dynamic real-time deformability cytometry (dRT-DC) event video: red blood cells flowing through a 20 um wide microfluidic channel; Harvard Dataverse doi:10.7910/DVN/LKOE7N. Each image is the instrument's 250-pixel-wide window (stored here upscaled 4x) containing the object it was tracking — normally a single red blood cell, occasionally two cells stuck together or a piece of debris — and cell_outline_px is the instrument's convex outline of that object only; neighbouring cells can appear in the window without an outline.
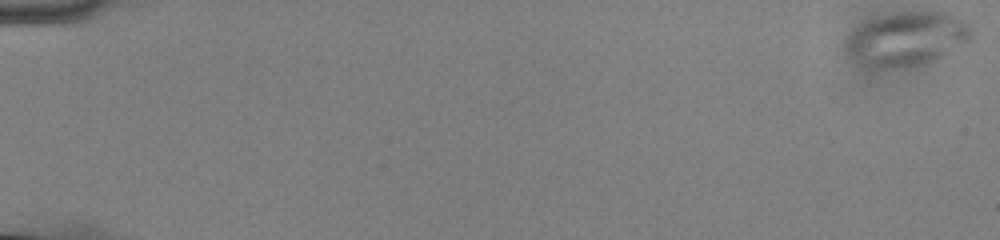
{"species": "common noctule bat (a hibernating species)", "species_latin": "Nyctalus noctula", "temperature_condition": "cold", "stored_images_in_passage": 57, "camera_frame_rate_fps": 3000, "um_per_image_px": 0.085, "animal": {"sex": "male", "body_mass_g": 13.0, "forearm_length_mm": 53.1}, "frame": {"image": 1, "passage_image": 1, "time_ms": 0.0, "image_size_px": [1000, 240], "cell_outline_px": [[972, 40], [940, 56], [916, 64], [896, 68], [880, 68], [864, 64], [852, 56], [848, 52], [848, 36], [856, 28], [872, 20], [884, 16], [900, 12], [936, 12], [964, 20], [972, 28]], "centroid_in_image_um": [77.12, 3.29], "position_along_channel_um": 7.9, "area_um2": 37.74}}
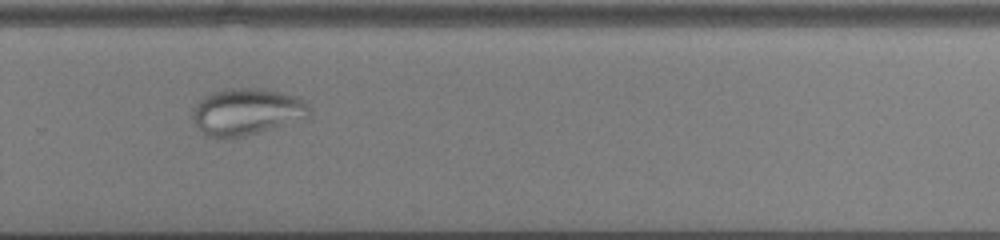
{"frame": {"image": 2, "passage_image": 40, "time_ms": 13.0, "image_size_px": [1000, 240], "cell_outline_px": [[308, 116], [284, 124], [244, 136], [208, 136], [196, 124], [192, 116], [192, 108], [204, 96], [212, 92], [224, 88], [256, 88], [280, 92], [296, 96], [304, 100], [308, 104]], "centroid_in_image_um": [20.93, 9.45], "position_along_channel_um": 308.9, "area_um2": 30.98}}
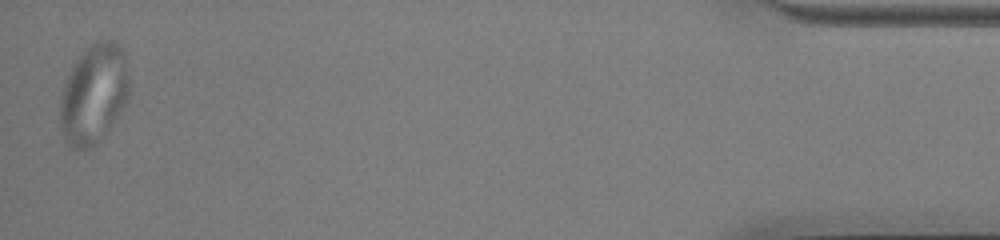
{"frame": {"image": 3, "passage_image": 56, "time_ms": 18.333, "image_size_px": [1000, 240], "cell_outline_px": [[128, 92], [120, 116], [100, 140], [96, 144], [88, 148], [76, 152], [64, 140], [60, 124], [60, 100], [64, 84], [76, 60], [96, 40], [112, 40], [120, 44], [124, 52], [128, 76]], "centroid_in_image_um": [7.97, 8.03], "position_along_channel_um": 427.2, "area_um2": 40.11}}